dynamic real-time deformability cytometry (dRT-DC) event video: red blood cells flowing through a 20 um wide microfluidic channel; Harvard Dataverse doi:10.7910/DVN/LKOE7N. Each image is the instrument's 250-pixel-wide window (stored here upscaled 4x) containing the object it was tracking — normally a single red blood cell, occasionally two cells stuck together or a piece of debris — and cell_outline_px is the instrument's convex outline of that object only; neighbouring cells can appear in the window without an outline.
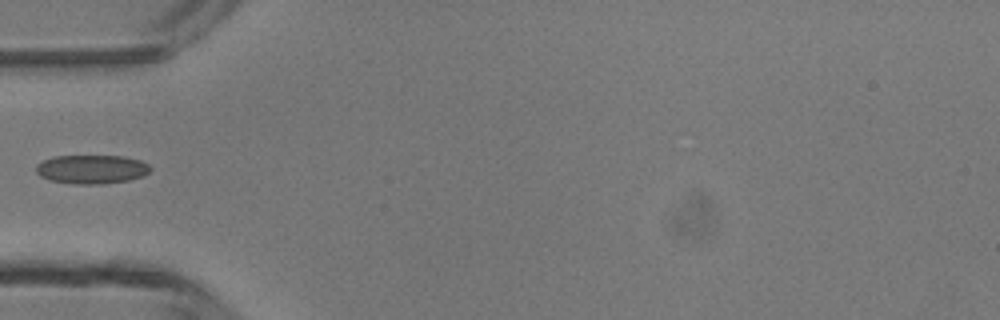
{"species": "common noctule bat (a hibernating species)", "species_latin": "Nyctalus noctula", "temperature_condition": "room temperature", "stored_images_in_passage": 26, "camera_frame_rate_fps": 3000, "um_per_image_px": 0.085, "animal": {"sex": "male", "body_mass_g": 13.3}, "frame": {"image": 1, "passage_image": 1, "time_ms": 0.0, "image_size_px": [1000, 320], "cell_outline_px": [[152, 168], [144, 176], [128, 180], [100, 184], [72, 184], [48, 180], [40, 176], [36, 172], [36, 164], [44, 160], [56, 156], [124, 156], [140, 160], [148, 164]], "centroid_in_image_um": [7.78, 14.39], "position_along_channel_um": 77.2, "area_um2": 19.31}}
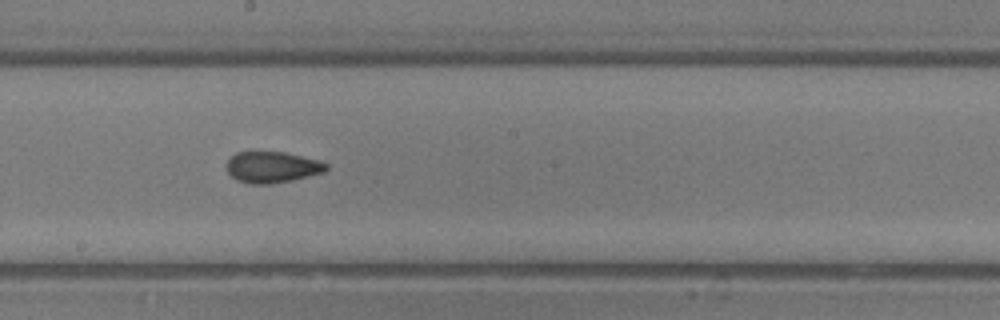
{"frame": {"image": 2, "passage_image": 11, "time_ms": 3.333, "image_size_px": [1000, 320], "cell_outline_px": [[328, 168], [324, 172], [292, 180], [272, 184], [252, 184], [236, 180], [228, 172], [224, 164], [236, 152], [284, 152], [320, 160], [328, 164]], "centroid_in_image_um": [23.13, 14.21], "position_along_channel_um": 225.1, "area_um2": 18.21}}
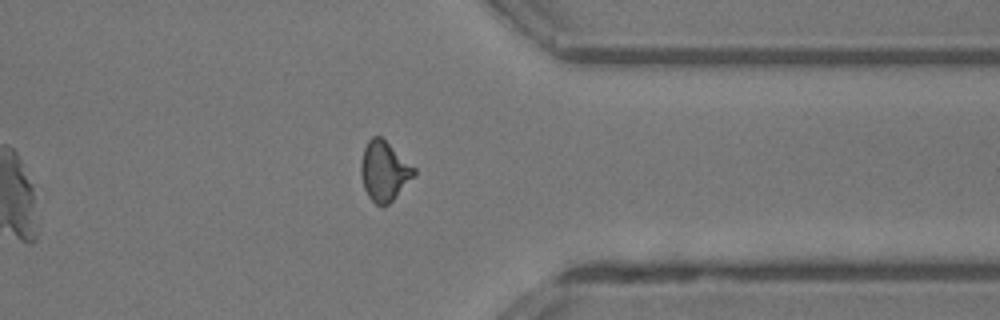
{"frame": {"image": 3, "passage_image": 22, "time_ms": 7.0, "image_size_px": [1000, 320], "cell_outline_px": [[416, 176], [388, 204], [376, 204], [368, 196], [364, 188], [360, 172], [360, 164], [364, 148], [368, 140], [372, 136], [380, 136], [416, 168]], "centroid_in_image_um": [32.66, 14.53], "position_along_channel_um": 378.7, "area_um2": 18.38}}